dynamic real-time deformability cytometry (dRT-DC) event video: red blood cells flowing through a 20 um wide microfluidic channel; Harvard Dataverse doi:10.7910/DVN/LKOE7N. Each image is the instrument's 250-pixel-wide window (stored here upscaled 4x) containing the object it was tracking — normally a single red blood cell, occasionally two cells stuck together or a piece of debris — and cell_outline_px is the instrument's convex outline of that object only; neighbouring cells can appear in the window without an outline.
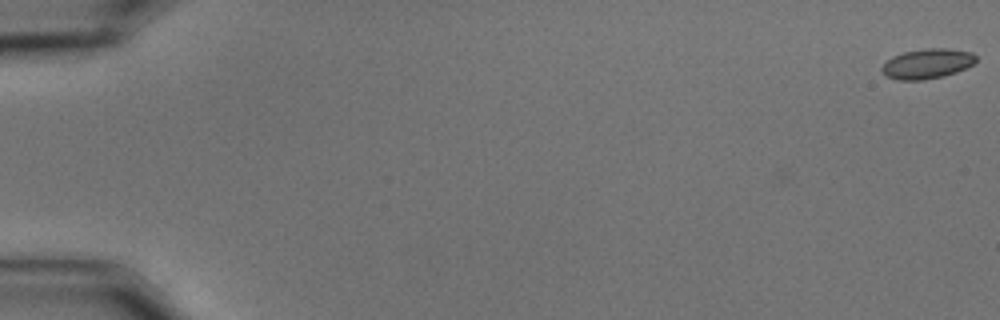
{"species": "common noctule bat (a hibernating species)", "species_latin": "Nyctalus noctula", "temperature_condition": "cold", "stored_images_in_passage": 11, "camera_frame_rate_fps": 3000, "um_per_image_px": 0.085, "animal": {"sex": "male", "body_mass_g": 15.6}, "frame": {"image": 1, "passage_image": 1, "time_ms": 0.0, "image_size_px": [1000, 320], "cell_outline_px": [[976, 60], [972, 64], [956, 72], [944, 76], [924, 80], [896, 80], [884, 76], [880, 68], [892, 56], [904, 52], [924, 48], [948, 48], [972, 52], [976, 56]], "centroid_in_image_um": [78.78, 5.42], "position_along_channel_um": 6.2, "area_um2": 16.53}}